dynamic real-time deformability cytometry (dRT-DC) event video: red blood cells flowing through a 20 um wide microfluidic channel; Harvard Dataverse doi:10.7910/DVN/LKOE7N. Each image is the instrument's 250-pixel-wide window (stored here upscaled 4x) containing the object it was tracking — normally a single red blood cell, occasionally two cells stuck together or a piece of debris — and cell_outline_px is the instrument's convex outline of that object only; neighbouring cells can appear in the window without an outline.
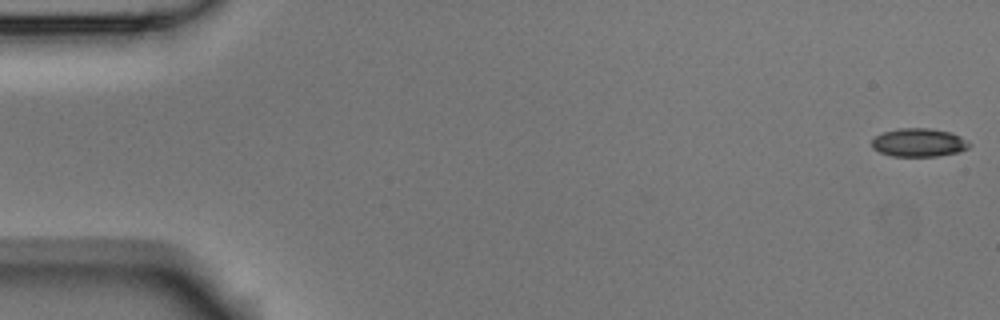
{"species": "Egyptian fruit bat (a non-hibernating species)", "species_latin": "Rousettus aegyptiacus", "temperature_condition": "room temperature", "stored_images_in_passage": 4, "segment_of_instrument_passage": [2, 2], "camera_frame_rate_fps": 3000, "um_per_image_px": 0.085, "animal": {"sex": "male"}, "frame": {"image": 1, "passage_image": 4, "time_ms": 1.0, "image_size_px": [1000, 320], "cell_outline_px": [[972, 144], [968, 148], [960, 152], [940, 156], [892, 156], [880, 152], [872, 148], [872, 140], [876, 136], [884, 132], [900, 128], [932, 128], [952, 132], [968, 140]], "centroid_in_image_um": [78.15, 12.12], "position_along_channel_um": 6.8, "area_um2": 16.3}}